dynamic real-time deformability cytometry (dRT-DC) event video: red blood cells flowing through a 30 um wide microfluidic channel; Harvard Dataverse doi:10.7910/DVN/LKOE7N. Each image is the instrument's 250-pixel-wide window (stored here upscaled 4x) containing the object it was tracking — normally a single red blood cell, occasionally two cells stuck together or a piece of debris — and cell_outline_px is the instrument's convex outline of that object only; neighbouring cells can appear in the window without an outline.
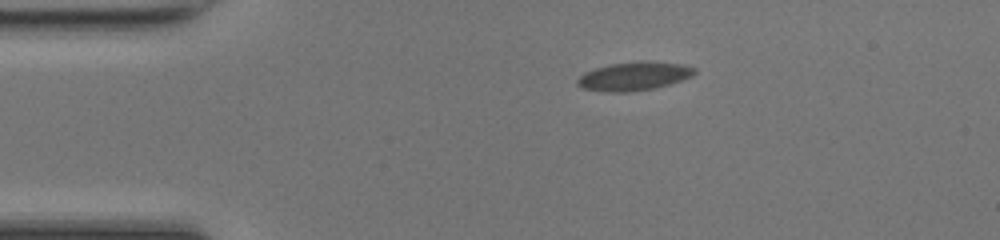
{"species": "common noctule bat (a hibernating species)", "species_latin": "Nyctalus noctula", "temperature_condition": "room temperature", "stored_images_in_passage": 41, "camera_frame_rate_fps": 3000, "um_per_image_px": 0.085, "animal": {"sex": "female", "body_mass_g": 17.0, "forearm_length_mm": 48.0}, "frame": {"image": 1, "passage_image": 1, "time_ms": 0.0, "image_size_px": [1000, 240], "cell_outline_px": [[696, 72], [692, 76], [668, 84], [652, 88], [624, 92], [612, 92], [584, 88], [576, 84], [576, 80], [584, 72], [596, 68], [612, 64], [680, 64], [696, 68]], "centroid_in_image_um": [53.83, 6.52], "position_along_channel_um": 31.2, "area_um2": 18.15}}
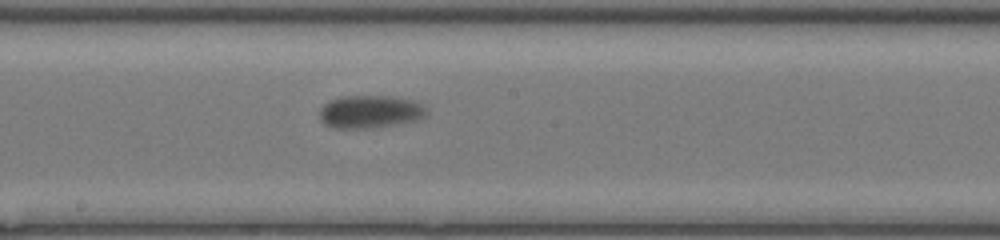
{"frame": {"image": 2, "passage_image": 18, "time_ms": 5.667, "image_size_px": [1000, 240], "cell_outline_px": [[424, 116], [412, 120], [372, 128], [336, 128], [324, 124], [320, 120], [320, 112], [324, 104], [332, 100], [344, 96], [388, 96], [420, 104], [424, 108]], "centroid_in_image_um": [31.34, 9.5], "position_along_channel_um": 216.9, "area_um2": 19.59}}
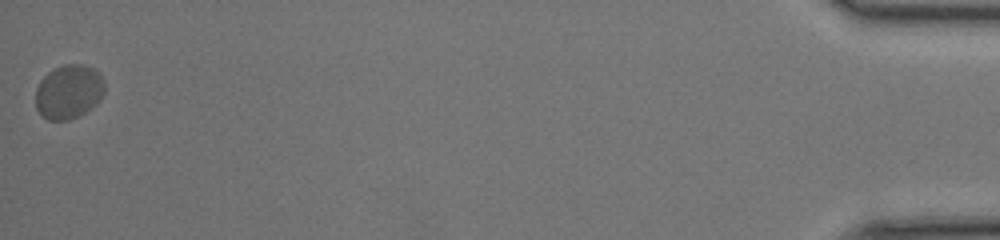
{"frame": {"image": 3, "passage_image": 41, "time_ms": 13.333, "image_size_px": [1000, 240], "cell_outline_px": [[104, 92], [100, 100], [96, 104], [84, 112], [68, 120], [48, 120], [36, 108], [36, 88], [40, 80], [48, 72], [64, 64], [84, 64], [92, 68], [104, 80]], "centroid_in_image_um": [5.83, 7.79], "position_along_channel_um": 429.4, "area_um2": 21.56}}